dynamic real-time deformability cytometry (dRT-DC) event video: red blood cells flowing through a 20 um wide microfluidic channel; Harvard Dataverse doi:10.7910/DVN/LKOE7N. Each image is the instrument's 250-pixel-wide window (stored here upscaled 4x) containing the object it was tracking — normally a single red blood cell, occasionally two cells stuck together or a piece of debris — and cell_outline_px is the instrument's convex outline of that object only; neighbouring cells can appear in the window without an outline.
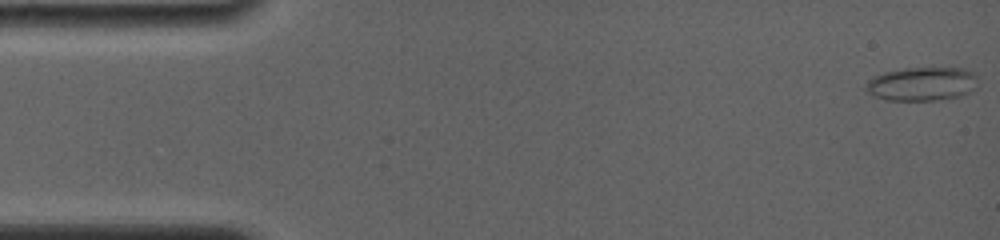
{"species": "common noctule bat (a hibernating species)", "species_latin": "Nyctalus noctula", "temperature_condition": "room temperature", "stored_images_in_passage": 32, "camera_frame_rate_fps": 4000, "um_per_image_px": 0.085, "animal": {"sex": "female", "body_mass_g": 19.0, "forearm_length_mm": 56.7}, "frame": {"image": 1, "passage_image": 1, "time_ms": 0.0, "image_size_px": [1000, 240], "cell_outline_px": [[976, 76], [968, 92], [964, 96], [936, 100], [888, 100], [876, 96], [868, 92], [864, 88], [868, 80], [872, 76], [884, 72], [904, 68], [964, 68], [972, 72]], "centroid_in_image_um": [78.29, 7.13], "position_along_channel_um": 6.7, "area_um2": 21.73}}
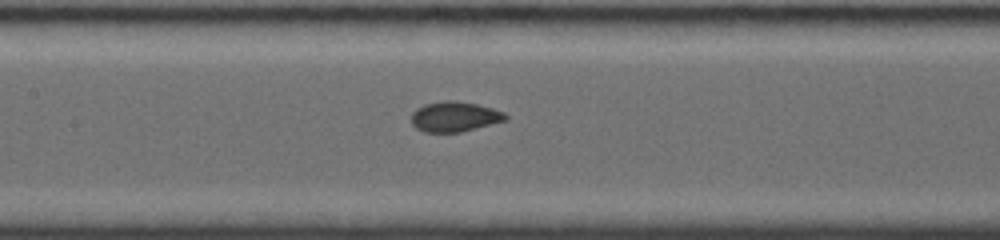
{"frame": {"image": 2, "passage_image": 15, "time_ms": 7.5, "image_size_px": [1000, 240], "cell_outline_px": [[508, 120], [460, 132], [424, 132], [416, 128], [412, 124], [412, 112], [416, 108], [424, 104], [444, 100], [452, 100], [476, 104], [492, 108], [504, 112], [508, 116]], "centroid_in_image_um": [38.64, 9.91], "position_along_channel_um": 168.8, "area_um2": 16.59}}
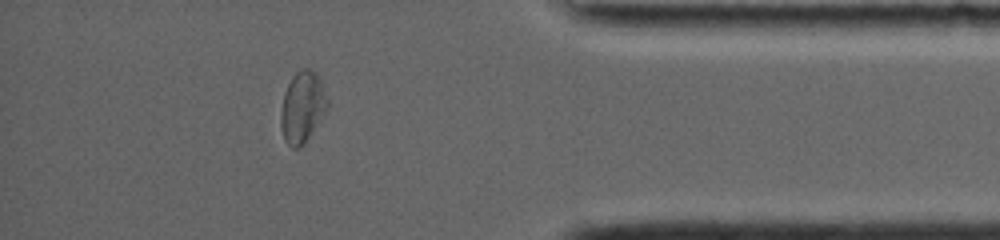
{"frame": {"image": 3, "passage_image": 28, "time_ms": 14.25, "image_size_px": [1000, 240], "cell_outline_px": [[328, 108], [304, 144], [300, 148], [292, 148], [284, 140], [280, 124], [280, 112], [284, 92], [292, 76], [296, 72], [304, 68], [308, 68], [316, 72], [320, 76], [328, 100]], "centroid_in_image_um": [25.7, 9.09], "position_along_channel_um": 409.5, "area_um2": 19.54}, "authors_computed_cell_mechanics": {"area_um2": 16.9643, "velocity_mm_per_s": 3.8174, "shape_relaxation_time_tau1_ms": 7.6725, "shape_relaxation_time_tau2_ms": 0.7069, "deformation_change_tau1": 0.1613, "deformation_change_tau2": 0.0392}}